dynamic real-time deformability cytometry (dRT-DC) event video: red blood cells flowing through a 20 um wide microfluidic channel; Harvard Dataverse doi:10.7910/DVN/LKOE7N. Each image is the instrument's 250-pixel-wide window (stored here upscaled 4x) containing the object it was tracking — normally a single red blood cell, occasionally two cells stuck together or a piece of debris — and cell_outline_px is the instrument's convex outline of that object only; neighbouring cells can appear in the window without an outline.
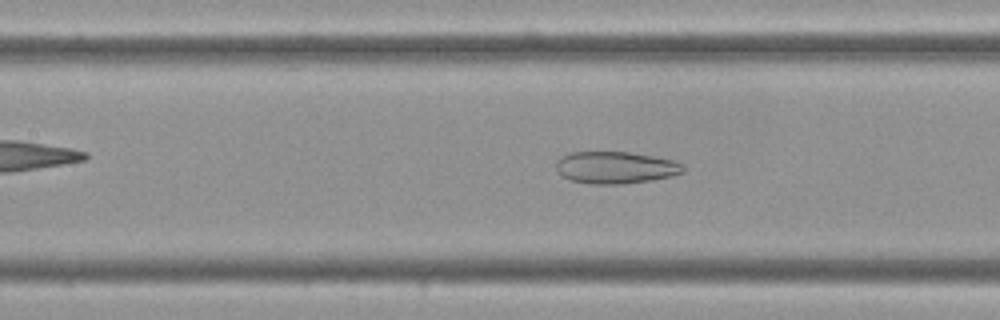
{"species": "Egyptian fruit bat (a non-hibernating species)", "species_latin": "Rousettus aegyptiacus", "temperature_condition": "cold", "stored_images_in_passage": 49, "camera_frame_rate_fps": 3000, "um_per_image_px": 0.085, "frame": {"image": 1, "passage_image": 26, "time_ms": 8.333, "image_size_px": [1000, 320], "cell_outline_px": [[684, 172], [672, 176], [652, 180], [624, 184], [592, 184], [572, 180], [564, 176], [556, 168], [556, 164], [560, 156], [572, 152], [628, 152], [652, 156], [672, 160], [680, 164], [684, 168]], "centroid_in_image_um": [52.32, 14.24], "position_along_channel_um": 155.1, "area_um2": 23.52}}
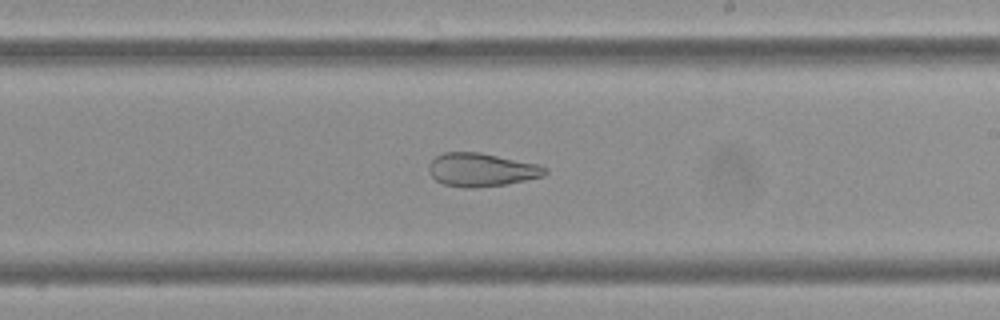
{"frame": {"image": 2, "passage_image": 34, "time_ms": 11.0, "image_size_px": [1000, 320], "cell_outline_px": [[548, 172], [544, 176], [504, 184], [476, 188], [464, 188], [444, 184], [436, 180], [432, 176], [428, 168], [428, 164], [436, 156], [444, 152], [480, 152], [536, 164], [548, 168]], "centroid_in_image_um": [40.9, 14.43], "position_along_channel_um": 248.1, "area_um2": 22.48}}
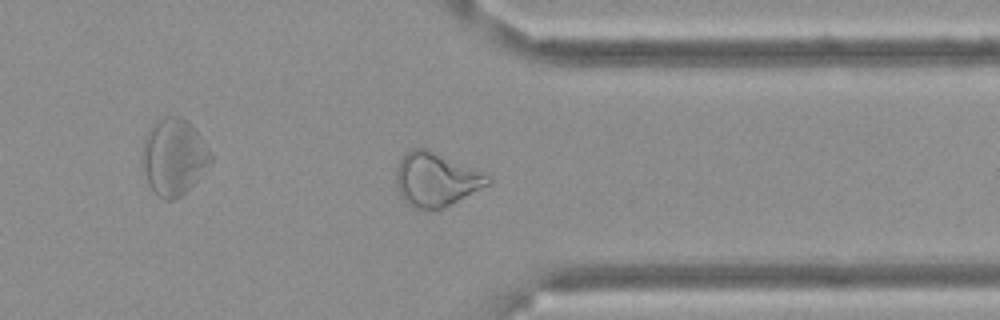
{"frame": {"image": 3, "passage_image": 45, "time_ms": 14.667, "image_size_px": [1000, 320], "cell_outline_px": [[492, 180], [488, 184], [444, 208], [416, 208], [408, 204], [400, 196], [396, 184], [396, 168], [404, 152], [412, 148], [428, 148], [488, 176]], "centroid_in_image_um": [36.99, 15.24], "position_along_channel_um": 374.4, "area_um2": 28.21}, "authors_computed_cell_mechanics": {"area_um2": 28.8422, "velocity_mm_per_s": 3.4963, "shape_relaxation_time_tau1_ms": null, "shape_relaxation_time_tau2_ms": 3.4237, "deformation_change_tau1": null, "deformation_change_tau2": 0.1112}}